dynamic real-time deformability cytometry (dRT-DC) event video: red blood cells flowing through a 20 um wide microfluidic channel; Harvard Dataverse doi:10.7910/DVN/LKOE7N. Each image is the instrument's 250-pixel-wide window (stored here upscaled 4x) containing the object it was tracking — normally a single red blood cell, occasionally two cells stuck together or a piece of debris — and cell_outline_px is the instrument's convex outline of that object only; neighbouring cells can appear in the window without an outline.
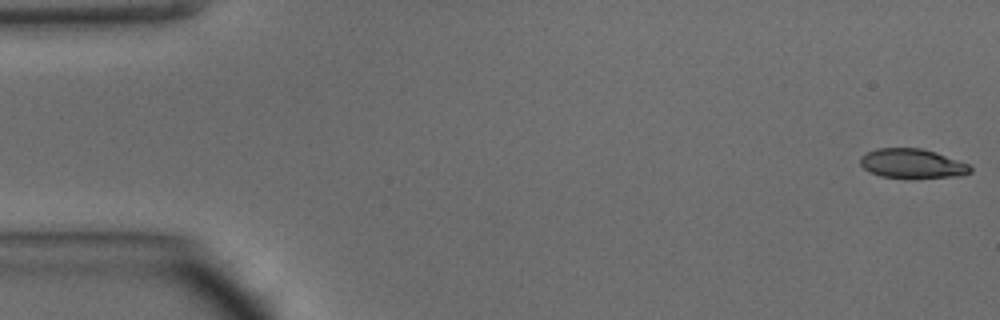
{"species": "common noctule bat (a hibernating species)", "species_latin": "Nyctalus noctula", "temperature_condition": "warm", "stored_images_in_passage": 47, "camera_frame_rate_fps": 3000, "um_per_image_px": 0.085, "animal": {"sex": "male", "body_mass_g": 15.6}, "frame": {"image": 1, "passage_image": 1, "time_ms": 0.0, "image_size_px": [1000, 320], "cell_outline_px": [[972, 172], [960, 176], [880, 176], [868, 172], [860, 164], [860, 156], [876, 148], [920, 148], [936, 152], [968, 164], [972, 168]], "centroid_in_image_um": [77.51, 13.87], "position_along_channel_um": 7.5, "area_um2": 18.32}}
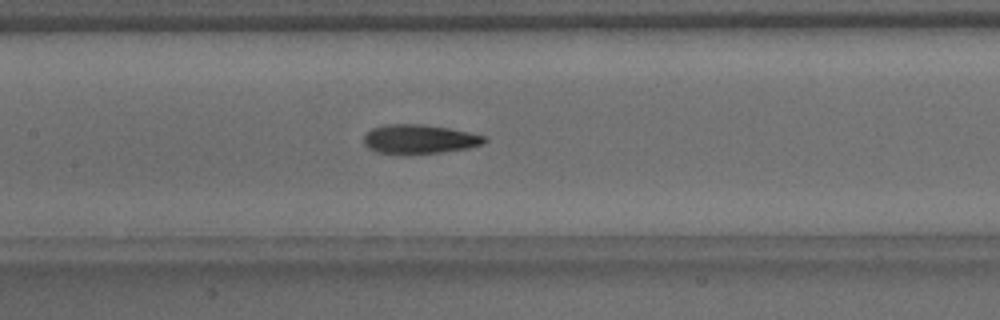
{"frame": {"image": 2, "passage_image": 22, "time_ms": 7.0, "image_size_px": [1000, 320], "cell_outline_px": [[488, 140], [484, 144], [468, 148], [440, 152], [376, 152], [368, 148], [364, 144], [364, 136], [372, 128], [384, 124], [424, 124], [448, 128], [488, 136]], "centroid_in_image_um": [35.69, 11.79], "position_along_channel_um": 171.7, "area_um2": 20.11}}
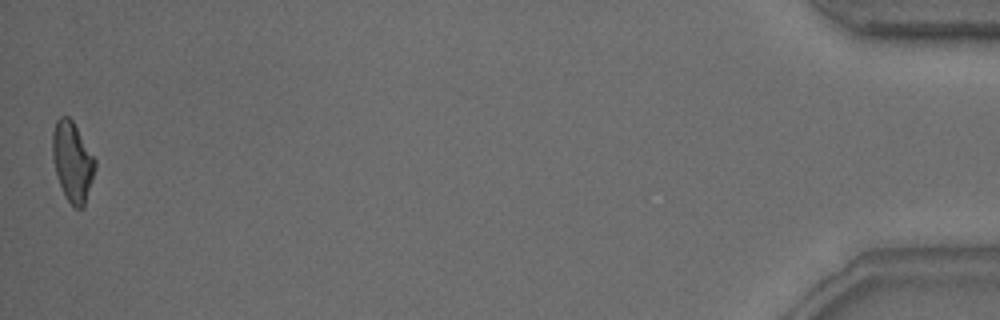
{"frame": {"image": 3, "passage_image": 47, "time_ms": 15.333, "image_size_px": [1000, 320], "cell_outline_px": [[96, 168], [84, 208], [76, 208], [68, 200], [60, 184], [56, 172], [52, 156], [52, 132], [56, 120], [60, 116], [68, 116], [72, 120], [96, 160]], "centroid_in_image_um": [6.16, 13.72], "position_along_channel_um": 429.0, "area_um2": 19.65}, "authors_computed_cell_mechanics": {"area_um2": 20.1144, "velocity_mm_per_s": 4.2486, "shape_relaxation_time_tau1_ms": 5.3744, "shape_relaxation_time_tau2_ms": 1.5033, "deformation_change_tau1": 0.1904, "deformation_change_tau2": 0.1029}}